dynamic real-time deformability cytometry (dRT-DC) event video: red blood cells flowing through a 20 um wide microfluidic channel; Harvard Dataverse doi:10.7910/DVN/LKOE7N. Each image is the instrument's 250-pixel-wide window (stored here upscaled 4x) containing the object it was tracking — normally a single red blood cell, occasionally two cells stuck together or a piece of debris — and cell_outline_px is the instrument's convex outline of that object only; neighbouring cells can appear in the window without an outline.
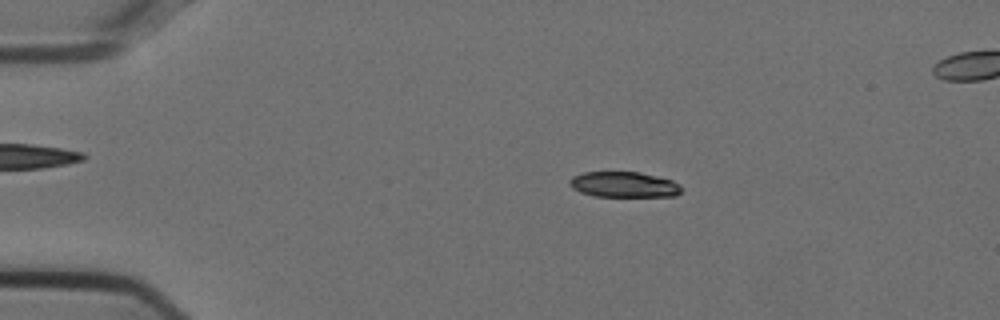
{"species": "Egyptian fruit bat (a non-hibernating species)", "species_latin": "Rousettus aegyptiacus", "temperature_condition": "cold", "stored_images_in_passage": 18, "camera_frame_rate_fps": 3000, "um_per_image_px": 0.085, "animal": {"sex": "female"}, "frame": {"image": 1, "passage_image": 10, "time_ms": 3.0, "image_size_px": [1000, 320], "cell_outline_px": [[680, 192], [676, 196], [592, 196], [580, 192], [572, 188], [568, 184], [568, 180], [572, 176], [584, 172], [640, 172], [672, 180], [680, 184]], "centroid_in_image_um": [52.99, 15.68], "position_along_channel_um": 32.0, "area_um2": 16.7}}